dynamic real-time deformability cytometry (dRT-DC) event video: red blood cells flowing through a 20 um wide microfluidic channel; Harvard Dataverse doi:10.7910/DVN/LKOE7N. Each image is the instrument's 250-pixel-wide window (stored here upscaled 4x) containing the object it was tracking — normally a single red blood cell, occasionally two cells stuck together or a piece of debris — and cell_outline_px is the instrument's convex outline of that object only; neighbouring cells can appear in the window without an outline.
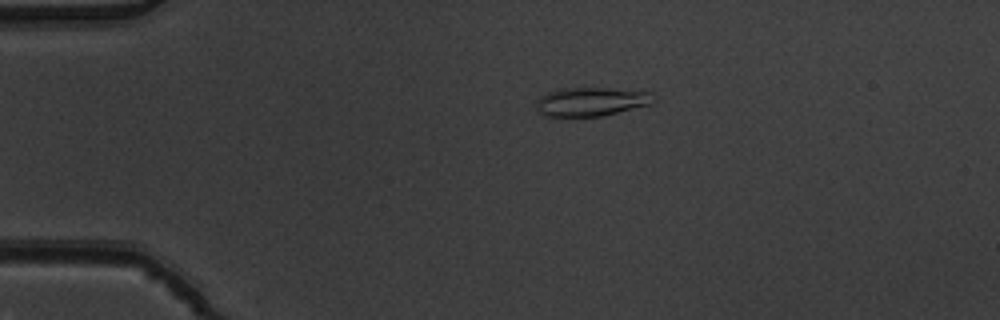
{"species": "common noctule bat (a hibernating species)", "species_latin": "Nyctalus noctula", "temperature_condition": "warm", "stored_images_in_passage": 7, "camera_frame_rate_fps": 3000, "um_per_image_px": 0.085, "animal": {"sex": "male", "body_mass_g": 19.5, "forearm_length_mm": 54.6}, "frame": {"image": 1, "passage_image": 3, "time_ms": 0.667, "image_size_px": [1000, 320], "cell_outline_px": [[652, 104], [604, 116], [544, 116], [536, 108], [536, 100], [540, 96], [548, 92], [564, 88], [604, 88], [648, 92]], "centroid_in_image_um": [50.17, 8.65], "position_along_channel_um": 34.8, "area_um2": 19.36}}
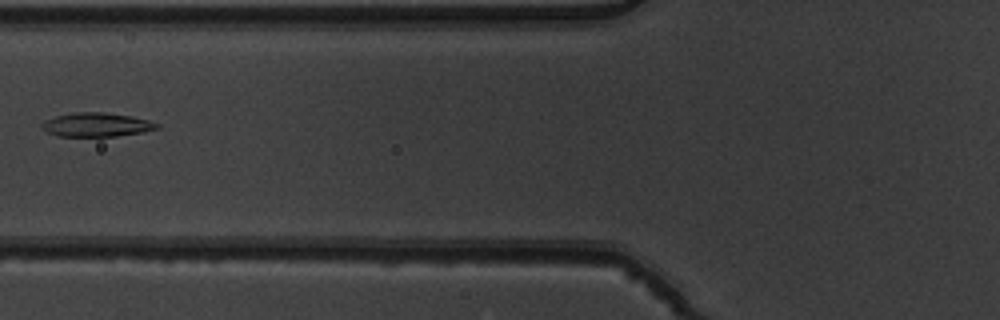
{"frame": {"image": 2, "passage_image": 6, "time_ms": 1.667, "image_size_px": [1000, 320], "cell_outline_px": [[160, 128], [140, 132], [116, 136], [56, 136], [40, 128], [40, 124], [44, 120], [56, 116], [72, 112], [104, 112], [132, 116], [148, 120], [160, 124]], "centroid_in_image_um": [8.17, 10.59], "position_along_channel_um": 117.6, "area_um2": 16.13}}
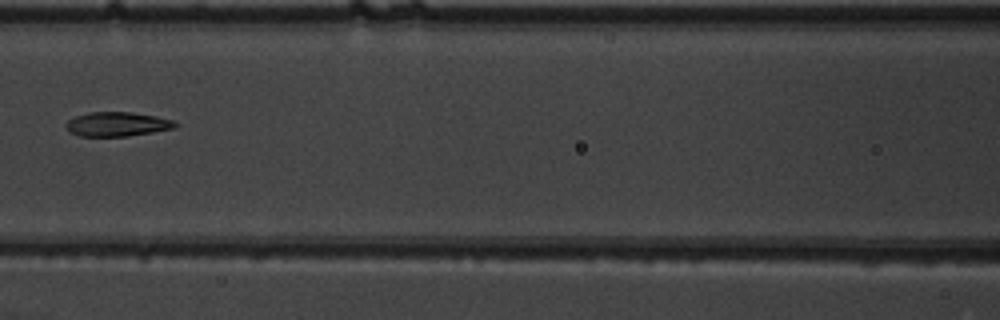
{"frame": {"image": 3, "passage_image": 7, "time_ms": 2.0, "image_size_px": [1000, 320], "cell_outline_px": [[180, 124], [176, 128], [128, 136], [80, 136], [68, 132], [64, 124], [68, 120], [76, 116], [88, 112], [132, 112], [156, 116], [176, 120]], "centroid_in_image_um": [9.99, 10.55], "position_along_channel_um": 156.6, "area_um2": 15.72}}